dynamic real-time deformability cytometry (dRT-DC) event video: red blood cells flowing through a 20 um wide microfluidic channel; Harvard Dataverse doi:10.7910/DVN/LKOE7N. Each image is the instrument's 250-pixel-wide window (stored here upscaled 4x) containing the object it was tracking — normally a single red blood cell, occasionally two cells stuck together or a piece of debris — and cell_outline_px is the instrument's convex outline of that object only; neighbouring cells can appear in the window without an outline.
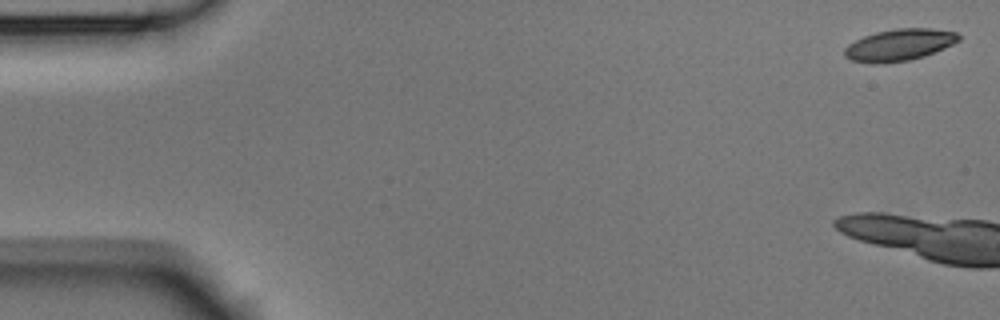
{"species": "Egyptian fruit bat (a non-hibernating species)", "species_latin": "Rousettus aegyptiacus", "temperature_condition": "room temperature", "stored_images_in_passage": 5, "camera_frame_rate_fps": 3000, "um_per_image_px": 0.085, "animal": {"sex": "male"}, "frame": {"image": 1, "passage_image": 1, "time_ms": 0.0, "image_size_px": [1000, 320], "cell_outline_px": [[960, 40], [944, 48], [924, 56], [908, 60], [884, 64], [872, 64], [852, 60], [844, 56], [844, 48], [848, 44], [864, 36], [876, 32], [896, 28], [932, 28], [956, 32], [960, 36]], "centroid_in_image_um": [76.42, 3.82], "position_along_channel_um": 8.6, "area_um2": 21.21}}